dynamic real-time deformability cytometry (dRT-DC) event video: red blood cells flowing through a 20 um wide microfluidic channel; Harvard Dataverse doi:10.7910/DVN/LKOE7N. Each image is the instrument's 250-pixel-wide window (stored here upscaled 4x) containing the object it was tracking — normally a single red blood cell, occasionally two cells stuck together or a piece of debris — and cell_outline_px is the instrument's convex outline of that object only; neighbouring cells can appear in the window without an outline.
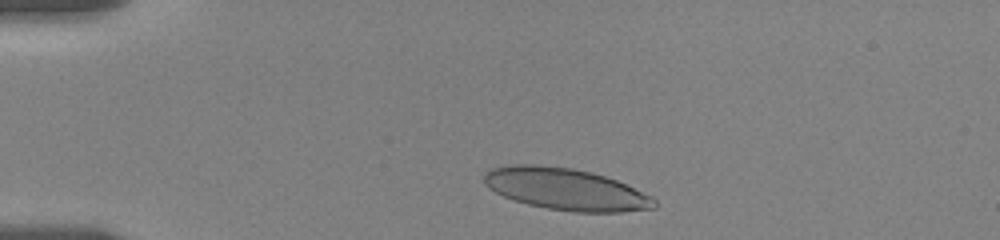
{"species": "human", "species_latin": "Homo sapiens", "temperature_condition": "room temperature", "stored_images_in_passage": 40, "camera_frame_rate_fps": 3000, "um_per_image_px": 0.085, "donor": {"sex": "female"}, "frame": {"image": 1, "passage_image": 4, "time_ms": 1.0, "image_size_px": [1000, 240], "cell_outline_px": [[656, 208], [620, 212], [572, 212], [548, 208], [528, 204], [512, 200], [488, 188], [484, 184], [484, 172], [488, 168], [508, 164], [536, 164], [572, 168], [592, 172], [616, 180], [652, 196], [656, 200]], "centroid_in_image_um": [48.05, 16.07], "position_along_channel_um": 37.0, "area_um2": 41.73}}
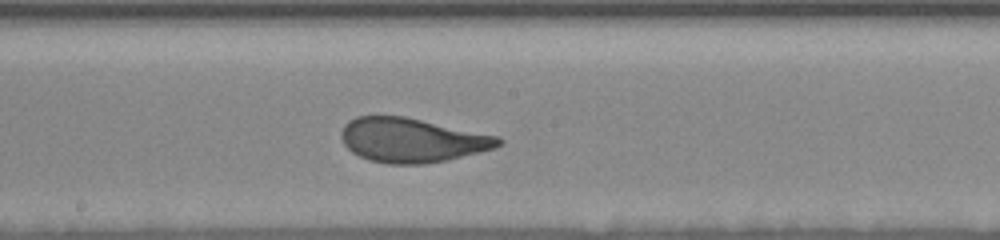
{"frame": {"image": 2, "passage_image": 23, "time_ms": 7.333, "image_size_px": [1000, 240], "cell_outline_px": [[504, 140], [496, 148], [448, 160], [424, 164], [388, 164], [368, 160], [352, 152], [344, 144], [340, 136], [340, 132], [344, 124], [348, 120], [356, 116], [404, 116], [500, 136]], "centroid_in_image_um": [35.02, 11.91], "position_along_channel_um": 213.2, "area_um2": 40.86}}
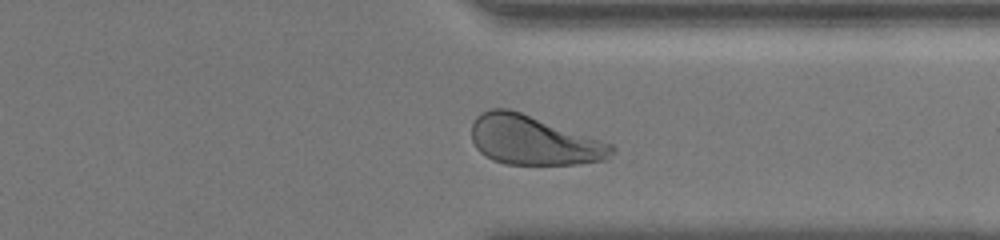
{"frame": {"image": 3, "passage_image": 36, "time_ms": 11.667, "image_size_px": [1000, 240], "cell_outline_px": [[616, 148], [604, 160], [576, 164], [504, 164], [492, 160], [480, 152], [476, 148], [472, 140], [472, 124], [476, 116], [492, 108], [508, 108], [520, 112], [612, 144]], "centroid_in_image_um": [45.31, 11.93], "position_along_channel_um": 366.1, "area_um2": 39.77}, "authors_computed_cell_mechanics": {"area_um2": 40.7779, "velocity_mm_per_s": 3.5224, "shape_relaxation_time_tau1_ms": 3.8251, "shape_relaxation_time_tau2_ms": null, "deformation_change_tau1": 0.1812, "deformation_change_tau2": null}}